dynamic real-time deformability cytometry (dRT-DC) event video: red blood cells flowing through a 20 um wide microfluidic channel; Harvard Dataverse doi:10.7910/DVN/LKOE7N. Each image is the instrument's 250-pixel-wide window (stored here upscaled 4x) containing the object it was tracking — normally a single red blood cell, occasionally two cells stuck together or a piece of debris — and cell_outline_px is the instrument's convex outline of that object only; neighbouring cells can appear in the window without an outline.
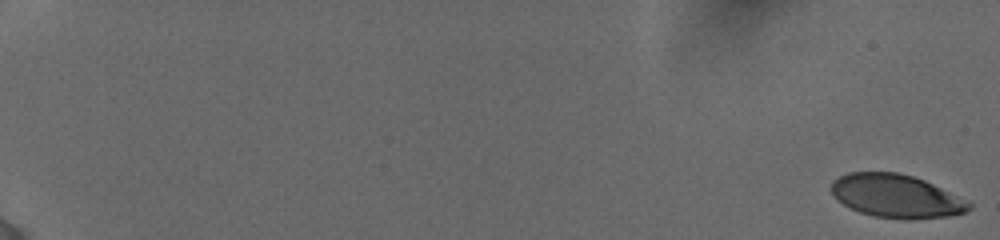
{"species": "human", "species_latin": "Homo sapiens", "temperature_condition": "cold", "stored_images_in_passage": 39, "camera_frame_rate_fps": 3000, "um_per_image_px": 0.085, "donor": {"sex": "female"}, "frame": {"image": 1, "passage_image": 1, "time_ms": 0.0, "image_size_px": [1000, 240], "cell_outline_px": [[972, 208], [968, 212], [948, 216], [908, 220], [904, 220], [872, 216], [860, 212], [844, 204], [832, 192], [832, 180], [848, 172], [896, 172], [912, 176], [924, 180], [972, 204]], "centroid_in_image_um": [76.18, 16.68], "position_along_channel_um": 8.8, "area_um2": 34.39}}
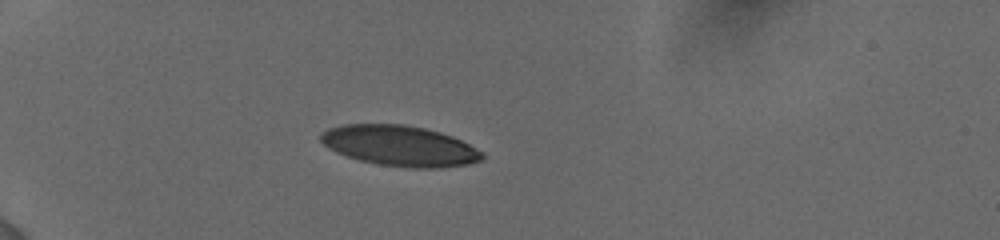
{"frame": {"image": 2, "passage_image": 25, "time_ms": 6.0, "image_size_px": [1000, 240], "cell_outline_px": [[484, 156], [480, 160], [468, 164], [440, 168], [408, 168], [376, 164], [360, 160], [336, 152], [328, 148], [320, 140], [320, 132], [328, 128], [344, 124], [404, 124], [424, 128], [440, 132], [452, 136], [484, 152]], "centroid_in_image_um": [33.96, 12.39], "position_along_channel_um": 51.0, "area_um2": 38.21}}
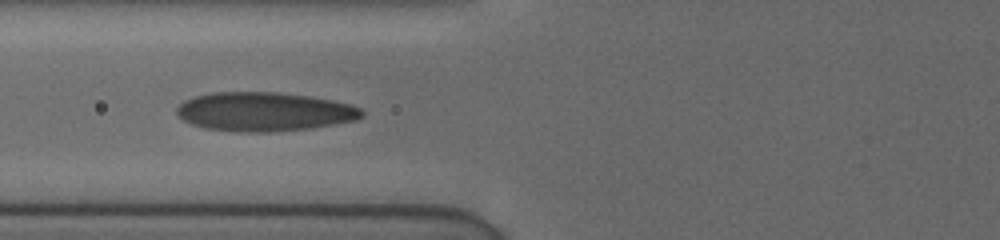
{"frame": {"image": 3, "passage_image": 38, "time_ms": 8.333, "image_size_px": [1000, 240], "cell_outline_px": [[364, 116], [356, 120], [312, 128], [272, 132], [236, 132], [204, 128], [192, 124], [176, 116], [176, 108], [184, 100], [196, 96], [212, 92], [280, 92], [308, 96], [332, 100], [348, 104], [360, 108], [364, 112]], "centroid_in_image_um": [22.44, 9.5], "position_along_channel_um": 103.4, "area_um2": 42.25}}